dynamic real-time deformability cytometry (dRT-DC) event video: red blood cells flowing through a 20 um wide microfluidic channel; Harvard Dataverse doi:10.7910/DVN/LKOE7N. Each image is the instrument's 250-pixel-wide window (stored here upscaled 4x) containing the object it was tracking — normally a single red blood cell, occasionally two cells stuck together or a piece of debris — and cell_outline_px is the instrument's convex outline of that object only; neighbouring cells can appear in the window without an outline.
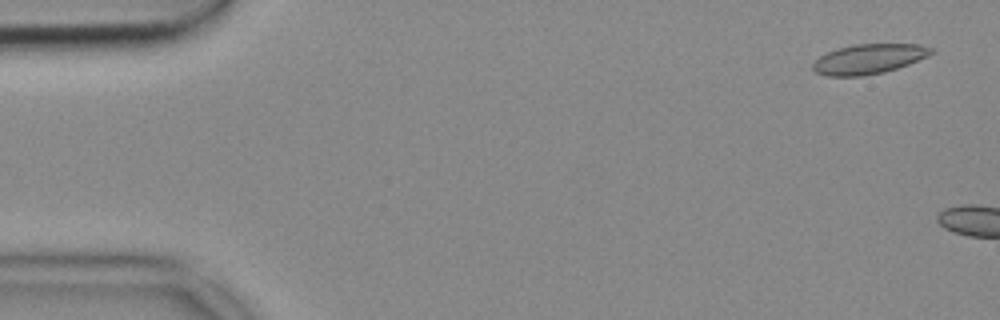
{"species": "common noctule bat (a hibernating species)", "species_latin": "Nyctalus noctula", "temperature_condition": "cold", "stored_images_in_passage": 6, "camera_frame_rate_fps": 3000, "um_per_image_px": 0.085, "animal": {"sex": "female", "body_mass_g": 18.4}, "frame": {"image": 1, "passage_image": 3, "time_ms": 0.667, "image_size_px": [1000, 320], "cell_outline_px": [[936, 52], [928, 56], [908, 64], [884, 72], [864, 76], [828, 76], [816, 72], [812, 68], [812, 64], [820, 56], [836, 48], [852, 44], [920, 44], [936, 48]], "centroid_in_image_um": [73.88, 5.0], "position_along_channel_um": 11.1, "area_um2": 20.75}}